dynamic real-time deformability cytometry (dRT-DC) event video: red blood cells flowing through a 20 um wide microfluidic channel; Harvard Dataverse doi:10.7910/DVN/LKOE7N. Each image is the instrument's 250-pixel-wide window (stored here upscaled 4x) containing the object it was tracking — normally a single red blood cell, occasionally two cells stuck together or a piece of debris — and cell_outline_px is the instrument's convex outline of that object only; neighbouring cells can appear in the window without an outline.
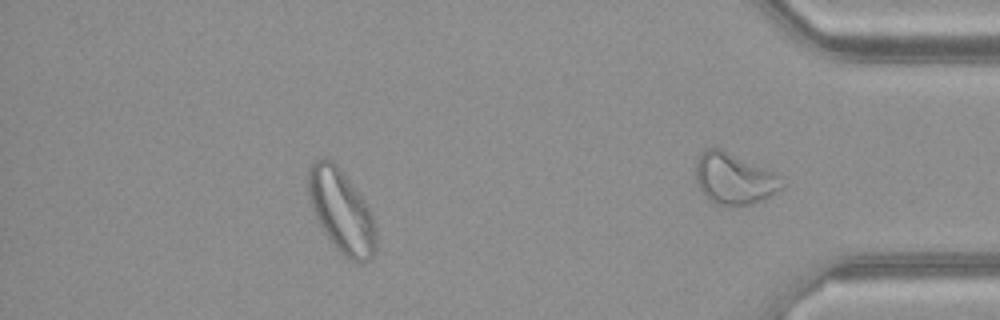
{"species": "common noctule bat (a hibernating species)", "species_latin": "Nyctalus noctula", "temperature_condition": "warm", "stored_images_in_passage": 44, "camera_frame_rate_fps": 3000, "um_per_image_px": 0.085, "animal": {"sex": "female", "body_mass_g": 21.9}, "frame": {"image": 1, "passage_image": 38, "time_ms": 12.333, "image_size_px": [1000, 320], "cell_outline_px": [[376, 248], [372, 256], [364, 264], [360, 264], [352, 260], [340, 252], [336, 248], [324, 232], [312, 208], [308, 196], [308, 168], [316, 160], [332, 160], [340, 168], [364, 200], [372, 216], [376, 232]], "centroid_in_image_um": [29.02, 17.97], "position_along_channel_um": 406.2, "area_um2": 32.37}}